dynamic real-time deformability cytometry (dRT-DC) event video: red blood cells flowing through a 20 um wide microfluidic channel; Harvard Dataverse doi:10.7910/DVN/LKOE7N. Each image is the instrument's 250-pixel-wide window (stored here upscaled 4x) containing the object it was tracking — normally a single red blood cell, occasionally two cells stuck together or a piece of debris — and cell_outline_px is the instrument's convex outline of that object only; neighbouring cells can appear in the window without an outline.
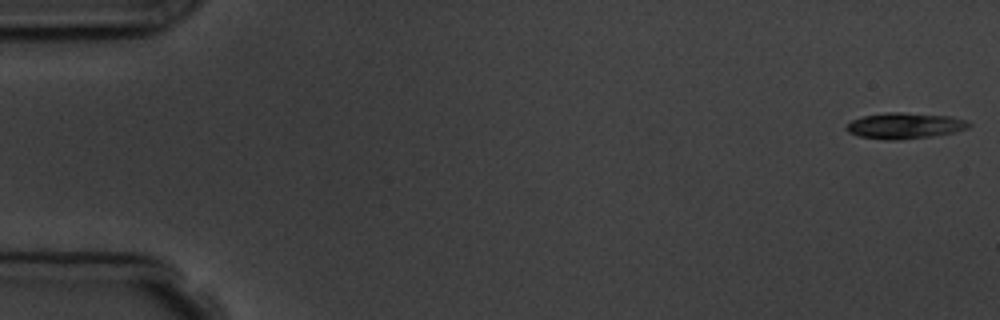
{"species": "common noctule bat (a hibernating species)", "species_latin": "Nyctalus noctula", "temperature_condition": "room temperature", "stored_images_in_passage": 10, "camera_frame_rate_fps": 3000, "um_per_image_px": 0.085, "animal": {"sex": "male", "body_mass_g": 19.5, "forearm_length_mm": 54.6}, "frame": {"image": 1, "passage_image": 1, "time_ms": 0.0, "image_size_px": [1000, 320], "cell_outline_px": [[972, 124], [968, 128], [952, 132], [932, 136], [900, 140], [888, 140], [860, 136], [848, 132], [844, 128], [852, 120], [864, 116], [888, 112], [900, 112], [948, 116], [968, 120]], "centroid_in_image_um": [76.91, 10.68], "position_along_channel_um": 8.1, "area_um2": 18.38}}
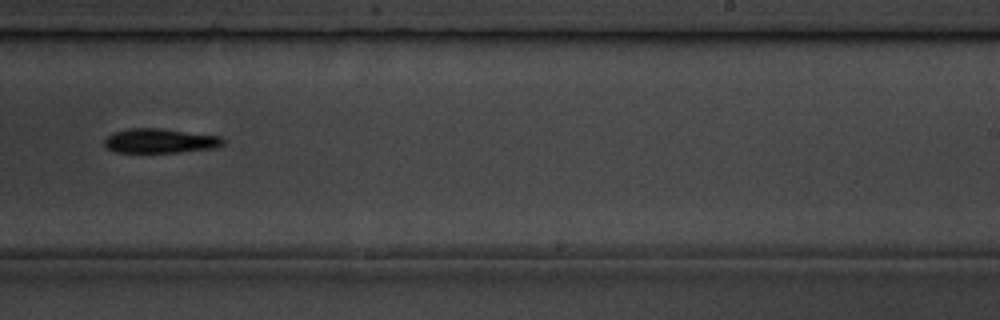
{"frame": {"image": 2, "passage_image": 10, "time_ms": 11.0, "image_size_px": [1000, 320], "cell_outline_px": [[224, 144], [216, 148], [180, 152], [116, 152], [108, 148], [104, 144], [104, 140], [112, 132], [128, 128], [160, 128], [220, 136], [224, 140]], "centroid_in_image_um": [13.61, 11.96], "position_along_channel_um": 275.4, "area_um2": 16.94}}